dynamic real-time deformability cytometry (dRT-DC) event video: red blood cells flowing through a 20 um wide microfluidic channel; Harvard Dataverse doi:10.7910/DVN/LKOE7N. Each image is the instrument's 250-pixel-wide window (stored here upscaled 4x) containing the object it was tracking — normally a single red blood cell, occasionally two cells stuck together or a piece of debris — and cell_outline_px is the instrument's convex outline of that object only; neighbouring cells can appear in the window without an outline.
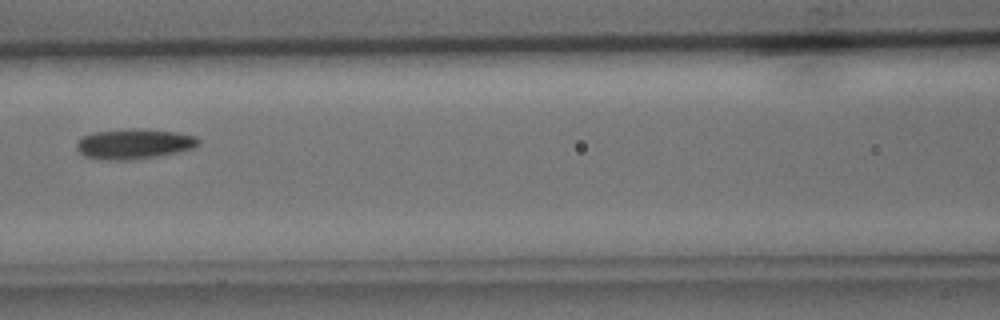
{"species": "common noctule bat (a hibernating species)", "species_latin": "Nyctalus noctula", "temperature_condition": "cold", "stored_images_in_passage": 3, "camera_frame_rate_fps": 3000, "um_per_image_px": 0.085, "animal": {"sex": "male", "body_mass_g": 15.6}, "frame": {"image": 1, "passage_image": 3, "time_ms": 2.333, "image_size_px": [1000, 320], "cell_outline_px": [[200, 144], [192, 148], [176, 152], [156, 156], [128, 160], [100, 160], [84, 156], [76, 148], [76, 144], [84, 136], [92, 132], [132, 128], [176, 132], [196, 136], [200, 140]], "centroid_in_image_um": [11.37, 12.23], "position_along_channel_um": 155.2, "area_um2": 21.33}}